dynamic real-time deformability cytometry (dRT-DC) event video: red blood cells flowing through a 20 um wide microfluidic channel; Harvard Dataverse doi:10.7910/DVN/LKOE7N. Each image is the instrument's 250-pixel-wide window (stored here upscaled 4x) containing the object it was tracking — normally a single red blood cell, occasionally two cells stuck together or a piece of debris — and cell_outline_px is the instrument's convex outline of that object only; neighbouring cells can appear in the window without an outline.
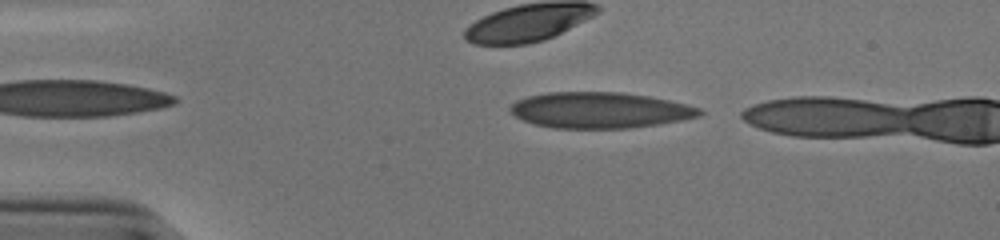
{"species": "human", "species_latin": "Homo sapiens", "temperature_condition": "cold", "stored_images_in_passage": 6, "camera_frame_rate_fps": 3000, "um_per_image_px": 0.085, "donor": {"sex": "male"}, "frame": {"image": 1, "passage_image": 2, "time_ms": 0.333, "image_size_px": [1000, 240], "cell_outline_px": [[704, 112], [700, 116], [680, 120], [656, 124], [628, 128], [552, 128], [532, 124], [516, 116], [508, 108], [516, 100], [528, 96], [548, 92], [620, 92], [648, 96], [688, 104], [700, 108]], "centroid_in_image_um": [50.97, 9.36], "position_along_channel_um": 34.0, "area_um2": 39.59}}